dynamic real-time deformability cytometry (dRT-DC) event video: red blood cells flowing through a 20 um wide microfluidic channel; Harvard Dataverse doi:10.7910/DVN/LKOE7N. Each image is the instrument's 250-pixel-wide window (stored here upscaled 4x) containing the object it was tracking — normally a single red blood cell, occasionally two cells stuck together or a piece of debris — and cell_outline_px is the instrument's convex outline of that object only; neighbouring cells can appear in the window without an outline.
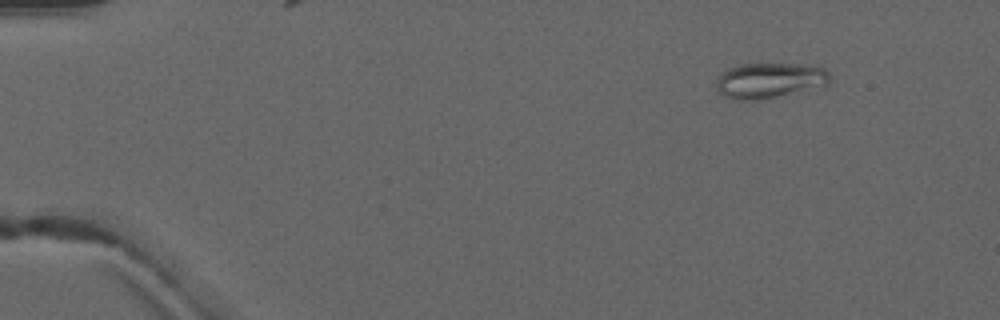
{"species": "common noctule bat (a hibernating species)", "species_latin": "Nyctalus noctula", "temperature_condition": "warm", "stored_images_in_passage": 4, "camera_frame_rate_fps": 3000, "um_per_image_px": 0.085, "animal": {"sex": "male", "forearm_length_mm": 52.5}, "frame": {"image": 1, "passage_image": 1, "time_ms": 0.0, "image_size_px": [1000, 320], "cell_outline_px": [[832, 80], [828, 84], [776, 96], [756, 100], [736, 100], [724, 96], [716, 88], [720, 76], [728, 68], [740, 64], [800, 64], [824, 68], [832, 76]], "centroid_in_image_um": [65.42, 6.82], "position_along_channel_um": 19.6, "area_um2": 23.0}}
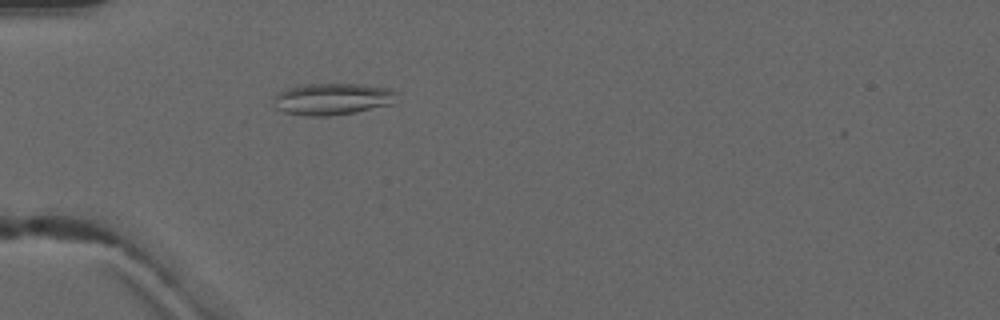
{"frame": {"image": 2, "passage_image": 4, "time_ms": 3.333, "image_size_px": [1000, 320], "cell_outline_px": [[396, 92], [392, 104], [356, 112], [328, 116], [304, 116], [284, 112], [276, 108], [276, 92], [288, 88], [308, 84], [360, 84], [392, 88]], "centroid_in_image_um": [28.27, 8.42], "position_along_channel_um": 56.7, "area_um2": 22.66}}